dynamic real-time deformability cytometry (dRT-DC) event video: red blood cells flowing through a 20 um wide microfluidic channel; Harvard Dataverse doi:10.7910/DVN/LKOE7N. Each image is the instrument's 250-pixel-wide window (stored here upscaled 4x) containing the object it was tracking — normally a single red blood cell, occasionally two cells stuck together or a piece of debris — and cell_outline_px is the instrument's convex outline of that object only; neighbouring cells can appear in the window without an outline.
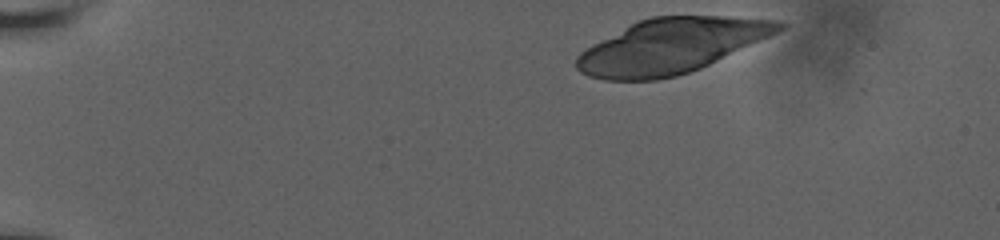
{"species": "human", "species_latin": "Homo sapiens", "temperature_condition": "room temperature", "stored_images_in_passage": 5, "camera_frame_rate_fps": 3000, "um_per_image_px": 0.085, "donor": {"sex": "male"}, "frame": {"image": 1, "passage_image": 1, "time_ms": 0.0, "image_size_px": [1000, 240], "cell_outline_px": [[788, 24], [780, 32], [700, 68], [676, 76], [656, 80], [604, 80], [588, 76], [580, 72], [576, 68], [576, 56], [580, 52], [592, 44], [640, 20], [652, 16], [728, 16], [784, 20]], "centroid_in_image_um": [57.09, 3.9], "position_along_channel_um": 27.9, "area_um2": 64.56}}